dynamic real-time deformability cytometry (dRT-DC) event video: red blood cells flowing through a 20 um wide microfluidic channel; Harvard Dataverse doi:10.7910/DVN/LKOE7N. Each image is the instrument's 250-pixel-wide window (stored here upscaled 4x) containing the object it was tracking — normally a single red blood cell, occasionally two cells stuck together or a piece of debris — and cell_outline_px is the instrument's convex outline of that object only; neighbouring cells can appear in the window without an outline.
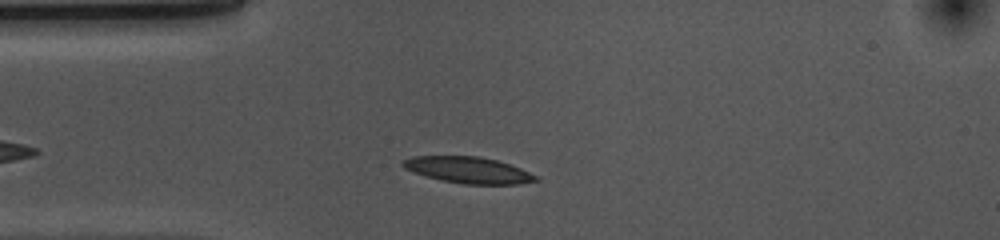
{"species": "common noctule bat (a hibernating species)", "species_latin": "Nyctalus noctula", "temperature_condition": "cold", "stored_images_in_passage": 37, "camera_frame_rate_fps": 3000, "um_per_image_px": 0.085, "animal": {"sex": "female", "body_mass_g": 10.0, "forearm_length_mm": 53.1}, "frame": {"image": 1, "passage_image": 6, "time_ms": 1.667, "image_size_px": [1000, 240], "cell_outline_px": [[540, 180], [520, 184], [464, 184], [444, 180], [412, 172], [404, 168], [400, 164], [404, 160], [412, 156], [480, 156], [496, 160], [520, 168], [540, 176]], "centroid_in_image_um": [39.84, 14.45], "position_along_channel_um": 45.2, "area_um2": 20.35}}
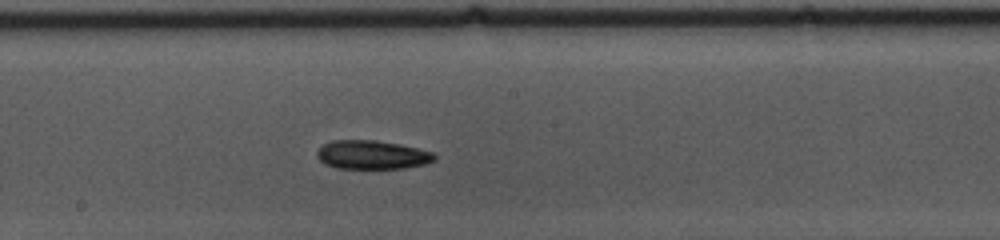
{"frame": {"image": 2, "passage_image": 21, "time_ms": 6.667, "image_size_px": [1000, 240], "cell_outline_px": [[436, 160], [424, 164], [404, 168], [336, 168], [324, 164], [316, 156], [316, 152], [324, 144], [332, 140], [372, 140], [400, 144], [436, 152]], "centroid_in_image_um": [31.64, 13.16], "position_along_channel_um": 216.6, "area_um2": 19.77}}
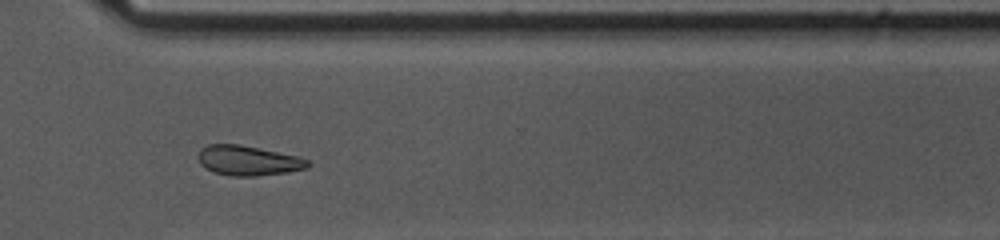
{"frame": {"image": 3, "passage_image": 32, "time_ms": 10.333, "image_size_px": [1000, 240], "cell_outline_px": [[312, 164], [308, 168], [288, 172], [256, 176], [232, 176], [216, 172], [204, 168], [200, 164], [200, 148], [208, 144], [240, 144], [300, 156], [308, 160]], "centroid_in_image_um": [21.15, 13.64], "position_along_channel_um": 349.5, "area_um2": 19.19}, "authors_computed_cell_mechanics": {"area_um2": 19.7676, "velocity_mm_per_s": 3.6329, "shape_relaxation_time_tau1_ms": 10.8585, "shape_relaxation_time_tau2_ms": null, "deformation_change_tau1": 0.1551, "deformation_change_tau2": null}}